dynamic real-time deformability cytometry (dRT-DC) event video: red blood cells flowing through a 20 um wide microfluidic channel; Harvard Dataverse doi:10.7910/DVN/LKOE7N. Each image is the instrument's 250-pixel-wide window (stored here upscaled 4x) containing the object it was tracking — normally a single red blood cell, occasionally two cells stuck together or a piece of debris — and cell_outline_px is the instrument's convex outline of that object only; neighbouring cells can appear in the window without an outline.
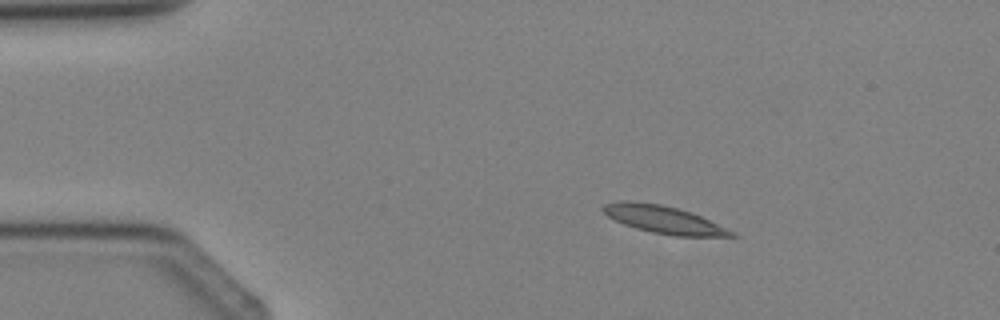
{"species": "Egyptian fruit bat (a non-hibernating species)", "species_latin": "Rousettus aegyptiacus", "temperature_condition": "cold", "stored_images_in_passage": 3, "camera_frame_rate_fps": 3000, "um_per_image_px": 0.085, "animal": {"sex": "female"}, "frame": {"image": 1, "passage_image": 2, "time_ms": 1.333, "image_size_px": [1000, 320], "cell_outline_px": [[740, 236], [676, 236], [652, 232], [636, 228], [624, 224], [608, 216], [600, 208], [604, 204], [620, 200], [628, 200], [660, 204], [676, 208], [700, 216], [736, 232]], "centroid_in_image_um": [56.4, 18.66], "position_along_channel_um": 28.6, "area_um2": 20.4}}